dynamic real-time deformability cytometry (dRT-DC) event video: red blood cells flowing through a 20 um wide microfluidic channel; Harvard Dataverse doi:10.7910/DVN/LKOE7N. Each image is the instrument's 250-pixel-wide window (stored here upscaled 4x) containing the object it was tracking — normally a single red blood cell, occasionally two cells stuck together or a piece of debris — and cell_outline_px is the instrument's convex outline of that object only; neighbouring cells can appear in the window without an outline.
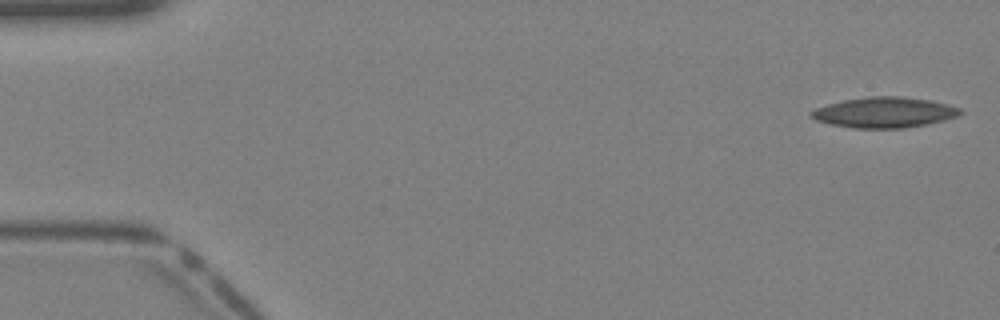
{"species": "Egyptian fruit bat (a non-hibernating species)", "species_latin": "Rousettus aegyptiacus", "temperature_condition": "warm", "stored_images_in_passage": 40, "camera_frame_rate_fps": 3000, "um_per_image_px": 0.085, "animal": {"sex": "female"}, "frame": {"image": 1, "passage_image": 1, "time_ms": 0.0, "image_size_px": [1000, 320], "cell_outline_px": [[964, 112], [960, 116], [928, 124], [904, 128], [856, 128], [832, 124], [816, 120], [808, 116], [808, 112], [816, 108], [828, 104], [844, 100], [868, 96], [900, 96], [928, 100], [948, 104], [960, 108]], "centroid_in_image_um": [75.19, 9.55], "position_along_channel_um": 9.8, "area_um2": 26.59}}
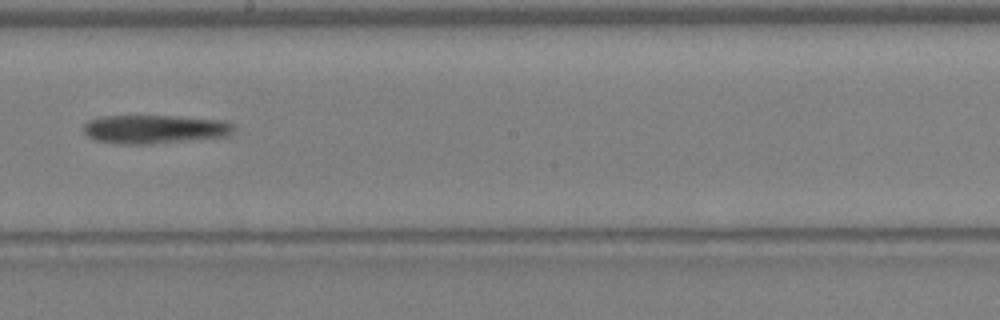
{"frame": {"image": 2, "passage_image": 23, "time_ms": 7.333, "image_size_px": [1000, 320], "cell_outline_px": [[236, 128], [228, 136], [152, 144], [124, 144], [96, 140], [88, 136], [84, 132], [84, 124], [88, 120], [100, 116], [176, 116], [220, 120], [232, 124]], "centroid_in_image_um": [13.13, 10.98], "position_along_channel_um": 235.1, "area_um2": 25.03}}
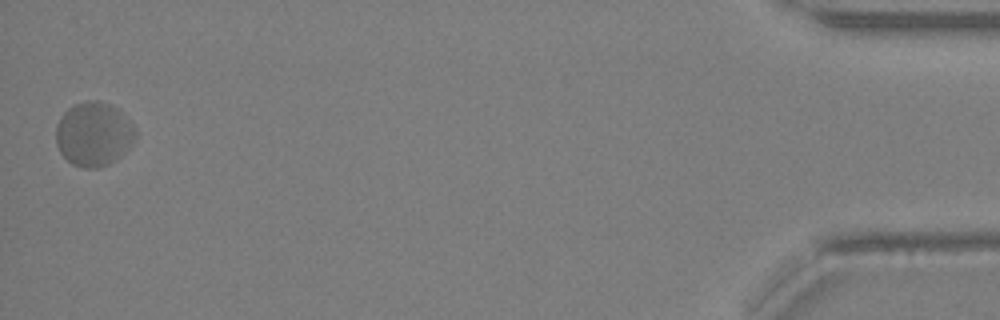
{"frame": {"image": 3, "passage_image": 40, "time_ms": 13.0, "image_size_px": [1000, 320], "cell_outline_px": [[136, 136], [132, 144], [116, 160], [100, 168], [84, 168], [72, 164], [60, 152], [56, 144], [56, 124], [60, 116], [68, 108], [76, 104], [88, 100], [96, 100], [108, 104], [116, 108], [136, 128]], "centroid_in_image_um": [7.95, 11.41], "position_along_channel_um": 427.3, "area_um2": 29.65}}